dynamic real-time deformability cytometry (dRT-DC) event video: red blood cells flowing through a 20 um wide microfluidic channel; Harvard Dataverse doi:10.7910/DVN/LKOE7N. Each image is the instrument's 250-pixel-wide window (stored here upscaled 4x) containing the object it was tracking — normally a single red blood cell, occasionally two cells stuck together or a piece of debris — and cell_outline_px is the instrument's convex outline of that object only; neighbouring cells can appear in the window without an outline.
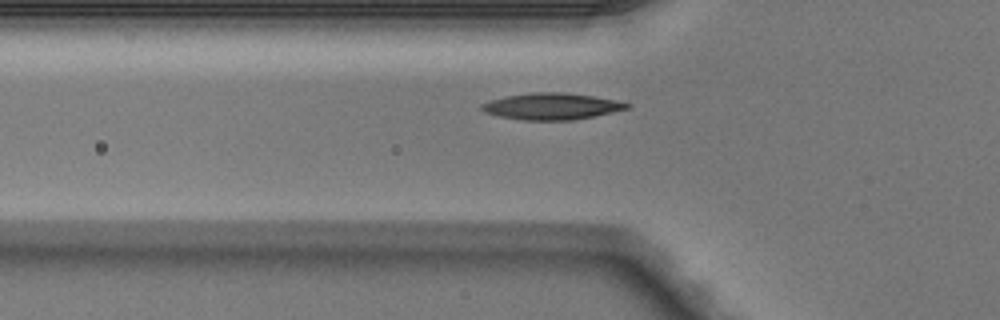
{"species": "Egyptian fruit bat (a non-hibernating species)", "species_latin": "Rousettus aegyptiacus", "temperature_condition": "warm", "stored_images_in_passage": 37, "camera_frame_rate_fps": 3000, "um_per_image_px": 0.085, "animal": {"sex": "male"}, "frame": {"image": 1, "passage_image": 9, "time_ms": 2.667, "image_size_px": [1000, 320], "cell_outline_px": [[632, 104], [628, 108], [612, 112], [572, 120], [524, 120], [500, 116], [484, 112], [480, 108], [480, 104], [492, 100], [508, 96], [532, 92], [564, 92], [592, 96], [616, 100]], "centroid_in_image_um": [46.89, 9.03], "position_along_channel_um": 78.9, "area_um2": 22.2}}
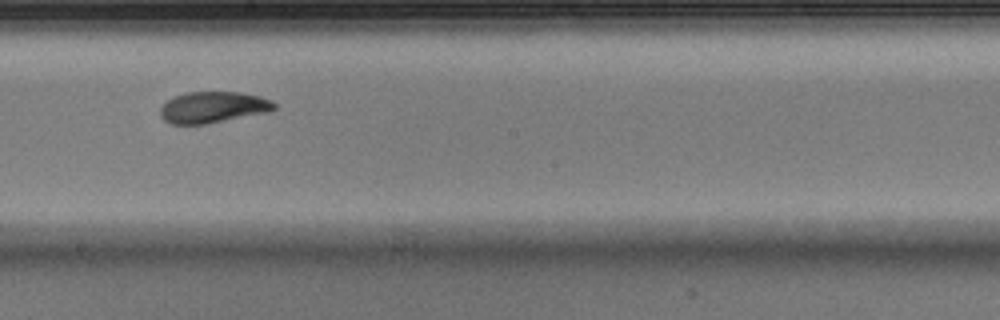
{"frame": {"image": 2, "passage_image": 20, "time_ms": 6.333, "image_size_px": [1000, 320], "cell_outline_px": [[276, 108], [268, 112], [208, 124], [172, 124], [164, 120], [160, 116], [160, 108], [172, 96], [188, 92], [240, 92], [260, 96], [272, 100], [276, 104]], "centroid_in_image_um": [18.11, 9.12], "position_along_channel_um": 230.1, "area_um2": 20.92}}
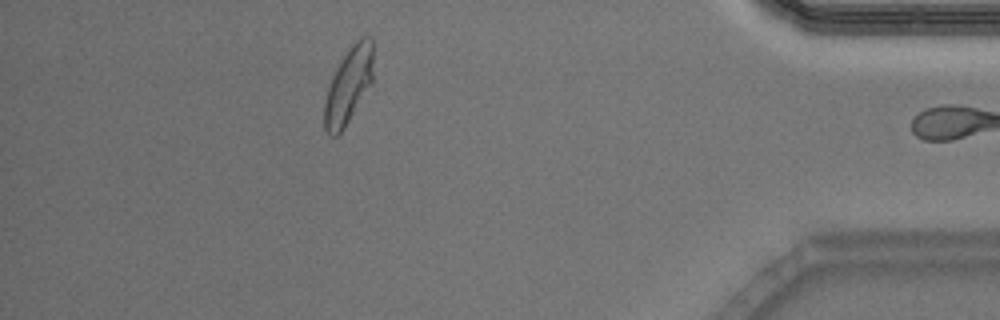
{"frame": {"image": 3, "passage_image": 36, "time_ms": 11.667, "image_size_px": [1000, 320], "cell_outline_px": [[372, 84], [344, 128], [336, 136], [328, 136], [324, 128], [324, 100], [332, 76], [344, 56], [352, 44], [360, 36], [372, 36]], "centroid_in_image_um": [29.62, 7.28], "position_along_channel_um": 405.6, "area_um2": 21.62}, "authors_computed_cell_mechanics": {"area_um2": 21.0392, "velocity_mm_per_s": 4.0991, "shape_relaxation_time_tau1_ms": 7.7033, "shape_relaxation_time_tau2_ms": 1.4396, "deformation_change_tau1": 0.2287, "deformation_change_tau2": 0.0713}}